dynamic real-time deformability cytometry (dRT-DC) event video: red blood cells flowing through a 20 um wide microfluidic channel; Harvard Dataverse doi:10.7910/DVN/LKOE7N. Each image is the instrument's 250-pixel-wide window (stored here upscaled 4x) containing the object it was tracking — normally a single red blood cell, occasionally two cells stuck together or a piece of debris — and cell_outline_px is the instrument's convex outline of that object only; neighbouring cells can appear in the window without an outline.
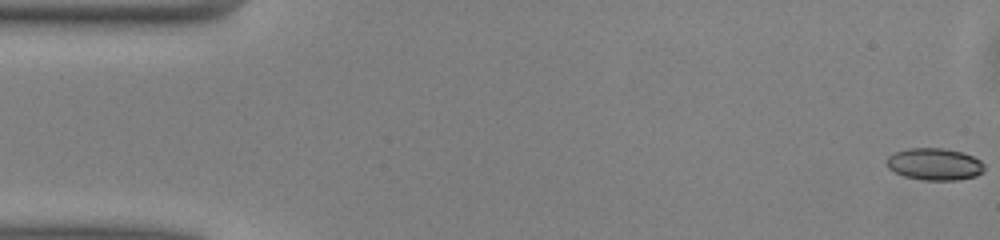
{"species": "common noctule bat (a hibernating species)", "species_latin": "Nyctalus noctula", "temperature_condition": "warm", "stored_images_in_passage": 50, "camera_frame_rate_fps": 3000, "um_per_image_px": 0.085, "animal": {"sex": "male", "body_mass_g": 13.0, "forearm_length_mm": 53.1}, "frame": {"image": 1, "passage_image": 1, "time_ms": 0.0, "image_size_px": [1000, 240], "cell_outline_px": [[984, 172], [976, 176], [956, 180], [924, 180], [904, 176], [888, 168], [884, 160], [888, 156], [896, 152], [908, 148], [944, 148], [960, 152], [972, 156], [980, 160], [984, 164]], "centroid_in_image_um": [79.43, 13.95], "position_along_channel_um": 5.6, "area_um2": 18.26}}
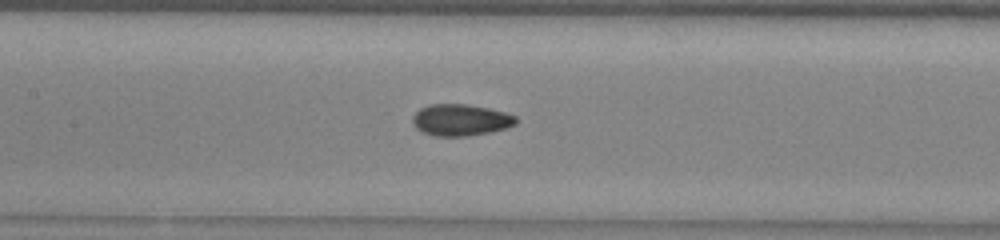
{"frame": {"image": 2, "passage_image": 23, "time_ms": 7.333, "image_size_px": [1000, 240], "cell_outline_px": [[516, 124], [508, 128], [492, 132], [468, 136], [432, 136], [416, 128], [412, 124], [412, 116], [420, 108], [428, 104], [468, 104], [488, 108], [504, 112], [516, 116]], "centroid_in_image_um": [39.14, 10.2], "position_along_channel_um": 168.3, "area_um2": 19.25}}
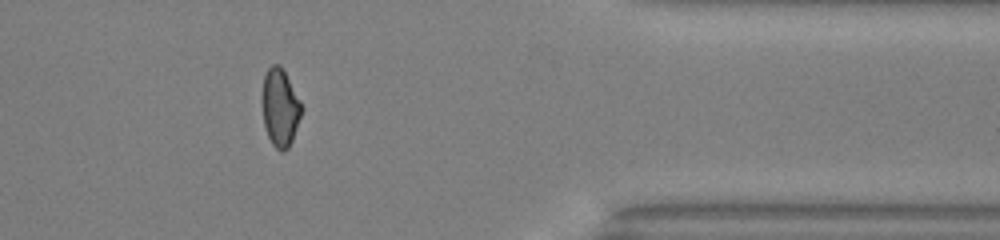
{"frame": {"image": 3, "passage_image": 41, "time_ms": 13.333, "image_size_px": [1000, 240], "cell_outline_px": [[300, 116], [292, 140], [288, 148], [284, 152], [280, 152], [272, 144], [268, 136], [264, 124], [260, 96], [264, 76], [268, 68], [272, 64], [280, 64], [300, 100]], "centroid_in_image_um": [23.76, 9.13], "position_along_channel_um": 387.6, "area_um2": 17.8}, "authors_computed_cell_mechanics": {"area_um2": 18.3226, "velocity_mm_per_s": 4.0877, "shape_relaxation_time_tau1_ms": 4.3409, "shape_relaxation_time_tau2_ms": 2.0398, "deformation_change_tau1": 0.1019, "deformation_change_tau2": 0.0688}}